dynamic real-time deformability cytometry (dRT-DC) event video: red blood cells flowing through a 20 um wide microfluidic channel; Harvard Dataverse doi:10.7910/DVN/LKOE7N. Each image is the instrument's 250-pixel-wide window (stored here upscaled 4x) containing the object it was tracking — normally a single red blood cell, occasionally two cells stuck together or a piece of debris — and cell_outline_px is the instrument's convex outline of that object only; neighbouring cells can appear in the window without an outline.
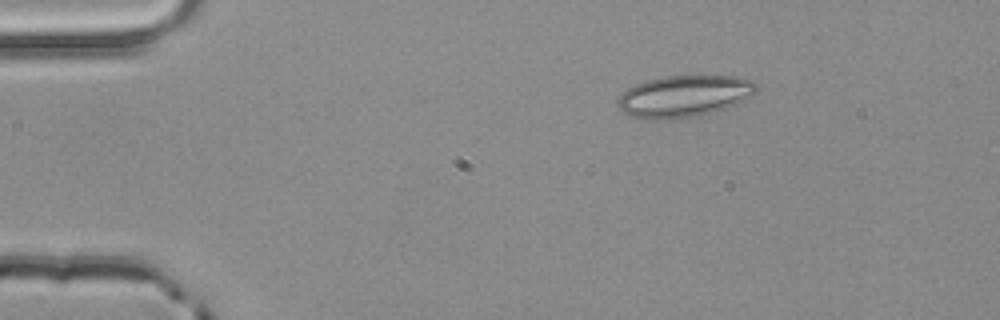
{"species": "common noctule bat (a hibernating species)", "species_latin": "Nyctalus noctula", "temperature_condition": "room temperature", "stored_images_in_passage": 2, "camera_frame_rate_fps": 3000, "um_per_image_px": 0.085, "animal": {"sex": "male", "body_mass_g": 20.4}, "frame": {"image": 1, "passage_image": 1, "time_ms": 0.0, "image_size_px": [1000, 320], "cell_outline_px": [[760, 88], [756, 92], [736, 104], [728, 108], [716, 112], [696, 116], [652, 120], [640, 120], [624, 112], [616, 104], [616, 100], [628, 88], [636, 84], [648, 80], [664, 76], [736, 76], [752, 80]], "centroid_in_image_um": [58.16, 8.18], "position_along_channel_um": 26.8, "area_um2": 33.81}}